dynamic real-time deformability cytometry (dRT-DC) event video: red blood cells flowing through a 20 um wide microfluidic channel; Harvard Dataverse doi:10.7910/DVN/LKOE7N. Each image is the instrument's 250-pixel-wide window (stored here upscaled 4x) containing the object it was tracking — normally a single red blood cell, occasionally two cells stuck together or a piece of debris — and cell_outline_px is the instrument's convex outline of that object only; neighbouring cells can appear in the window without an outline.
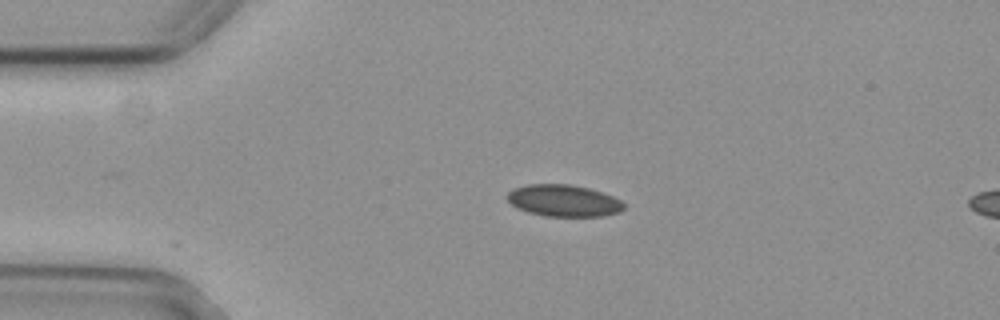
{"species": "common noctule bat (a hibernating species)", "species_latin": "Nyctalus noctula", "temperature_condition": "cold", "stored_images_in_passage": 6, "camera_frame_rate_fps": 3000, "um_per_image_px": 0.085, "animal": {"sex": "female", "body_mass_g": 29.2, "forearm_length_mm": 56.3}, "frame": {"image": 1, "passage_image": 1, "time_ms": 0.0, "image_size_px": [1000, 320], "cell_outline_px": [[624, 208], [620, 212], [604, 216], [544, 216], [528, 212], [516, 208], [504, 196], [512, 188], [528, 184], [572, 184], [588, 188], [612, 196], [620, 200], [624, 204]], "centroid_in_image_um": [47.87, 17.05], "position_along_channel_um": 37.1, "area_um2": 21.73}}